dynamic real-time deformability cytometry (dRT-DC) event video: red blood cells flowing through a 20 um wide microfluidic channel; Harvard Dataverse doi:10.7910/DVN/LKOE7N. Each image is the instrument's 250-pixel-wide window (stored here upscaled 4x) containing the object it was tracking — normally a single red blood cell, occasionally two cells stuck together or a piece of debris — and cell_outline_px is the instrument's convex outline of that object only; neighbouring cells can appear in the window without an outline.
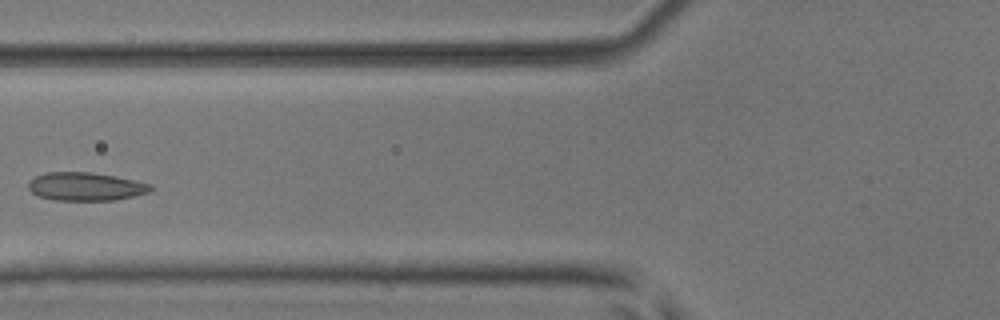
{"species": "common noctule bat (a hibernating species)", "species_latin": "Nyctalus noctula", "temperature_condition": "room temperature", "stored_images_in_passage": 7, "camera_frame_rate_fps": 3000, "um_per_image_px": 0.085, "animal": {"sex": "male", "body_mass_g": 17.9, "forearm_length_mm": 54.2}, "frame": {"image": 1, "passage_image": 7, "time_ms": 2.0, "image_size_px": [1000, 320], "cell_outline_px": [[156, 188], [148, 192], [132, 196], [112, 200], [52, 200], [36, 196], [28, 188], [28, 184], [36, 176], [44, 172], [92, 172], [116, 176], [152, 184]], "centroid_in_image_um": [7.28, 15.85], "position_along_channel_um": 118.5, "area_um2": 20.23}}